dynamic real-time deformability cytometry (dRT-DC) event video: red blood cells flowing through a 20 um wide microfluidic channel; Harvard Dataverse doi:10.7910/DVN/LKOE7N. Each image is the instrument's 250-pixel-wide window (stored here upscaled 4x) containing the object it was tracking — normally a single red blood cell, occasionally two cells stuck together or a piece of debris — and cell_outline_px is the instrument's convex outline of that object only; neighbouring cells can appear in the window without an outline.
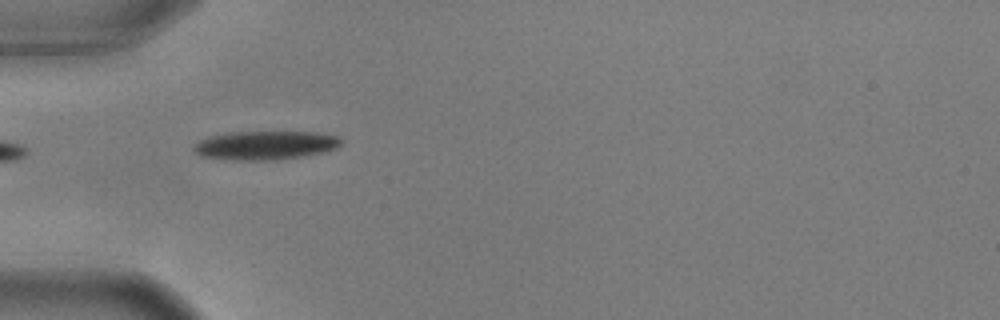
{"species": "common noctule bat (a hibernating species)", "species_latin": "Nyctalus noctula", "temperature_condition": "warm", "stored_images_in_passage": 24, "camera_frame_rate_fps": 3000, "um_per_image_px": 0.085, "animal": {"sex": "male", "body_mass_g": 17.9, "forearm_length_mm": 54.2}, "frame": {"image": 1, "passage_image": 1, "time_ms": 0.0, "image_size_px": [1000, 320], "cell_outline_px": [[344, 140], [336, 148], [324, 152], [304, 156], [276, 160], [232, 160], [200, 156], [192, 148], [192, 144], [208, 136], [228, 132], [316, 132], [340, 136]], "centroid_in_image_um": [22.55, 12.34], "position_along_channel_um": 62.5, "area_um2": 25.03}}
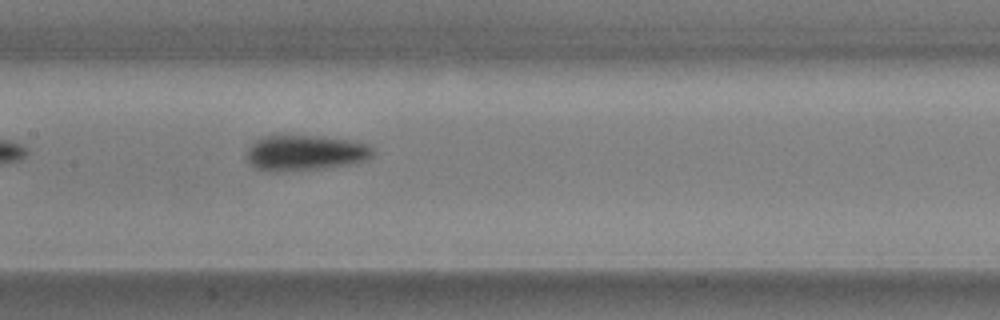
{"frame": {"image": 2, "passage_image": 11, "time_ms": 3.333, "image_size_px": [1000, 320], "cell_outline_px": [[372, 156], [364, 160], [348, 164], [320, 168], [276, 172], [256, 168], [248, 164], [244, 156], [248, 148], [256, 140], [264, 136], [276, 132], [320, 136], [352, 140], [364, 144], [372, 148]], "centroid_in_image_um": [25.81, 12.94], "position_along_channel_um": 181.6, "area_um2": 26.7}}
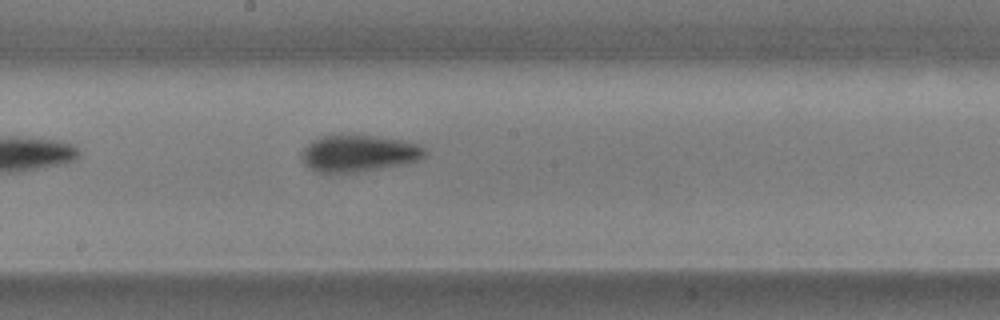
{"frame": {"image": 3, "passage_image": 14, "time_ms": 4.333, "image_size_px": [1000, 320], "cell_outline_px": [[428, 152], [420, 160], [408, 164], [356, 172], [320, 172], [304, 164], [300, 156], [300, 152], [312, 140], [324, 136], [372, 136], [400, 140], [416, 144], [424, 148]], "centroid_in_image_um": [30.51, 13.05], "position_along_channel_um": 217.7, "area_um2": 26.07}}